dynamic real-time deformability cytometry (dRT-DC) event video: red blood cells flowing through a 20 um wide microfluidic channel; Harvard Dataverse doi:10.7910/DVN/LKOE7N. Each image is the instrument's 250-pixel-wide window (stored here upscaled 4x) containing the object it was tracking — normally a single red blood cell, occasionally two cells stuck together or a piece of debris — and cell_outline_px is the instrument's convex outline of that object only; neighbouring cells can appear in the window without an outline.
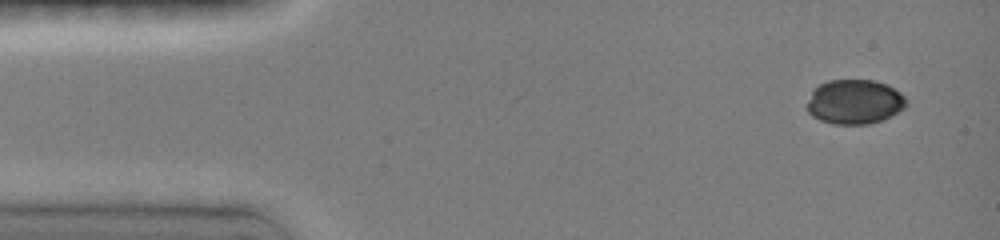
{"species": "common noctule bat (a hibernating species)", "species_latin": "Nyctalus noctula", "temperature_condition": "room temperature", "stored_images_in_passage": 24, "camera_frame_rate_fps": 3000, "um_per_image_px": 0.085, "animal": {"sex": "female", "body_mass_g": 19.0, "forearm_length_mm": 51.5}, "frame": {"image": 1, "passage_image": 1, "time_ms": 0.0, "image_size_px": [1000, 240], "cell_outline_px": [[908, 104], [904, 108], [880, 120], [868, 124], [836, 124], [820, 120], [812, 116], [808, 112], [808, 100], [812, 88], [828, 80], [872, 80], [888, 84], [900, 92], [908, 100]], "centroid_in_image_um": [72.63, 8.64], "position_along_channel_um": 12.4, "area_um2": 25.78}}
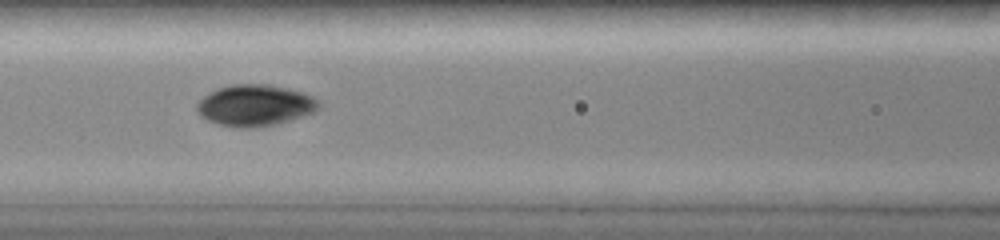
{"frame": {"image": 2, "passage_image": 10, "time_ms": 5.667, "image_size_px": [1000, 240], "cell_outline_px": [[320, 108], [312, 112], [276, 124], [256, 128], [240, 128], [220, 124], [208, 120], [200, 116], [196, 108], [196, 104], [204, 96], [220, 88], [232, 84], [268, 84], [288, 88], [312, 96], [320, 104]], "centroid_in_image_um": [21.66, 8.96], "position_along_channel_um": 144.9, "area_um2": 29.02}}
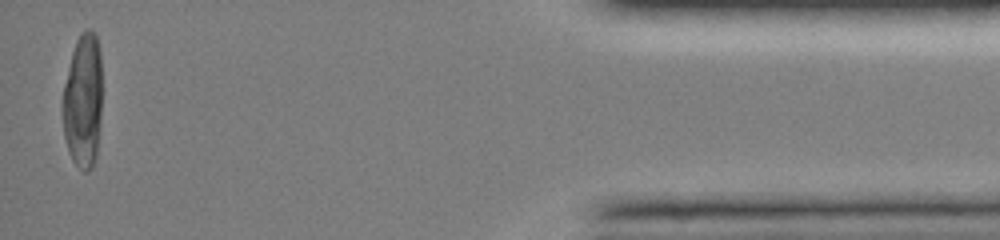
{"frame": {"image": 3, "passage_image": 24, "time_ms": 14.333, "image_size_px": [1000, 240], "cell_outline_px": [[100, 124], [96, 156], [92, 168], [88, 172], [84, 172], [72, 160], [68, 152], [64, 136], [60, 108], [64, 84], [72, 52], [76, 40], [80, 32], [84, 28], [88, 28], [96, 32], [100, 48]], "centroid_in_image_um": [7.02, 8.56], "position_along_channel_um": 428.2, "area_um2": 31.56}}